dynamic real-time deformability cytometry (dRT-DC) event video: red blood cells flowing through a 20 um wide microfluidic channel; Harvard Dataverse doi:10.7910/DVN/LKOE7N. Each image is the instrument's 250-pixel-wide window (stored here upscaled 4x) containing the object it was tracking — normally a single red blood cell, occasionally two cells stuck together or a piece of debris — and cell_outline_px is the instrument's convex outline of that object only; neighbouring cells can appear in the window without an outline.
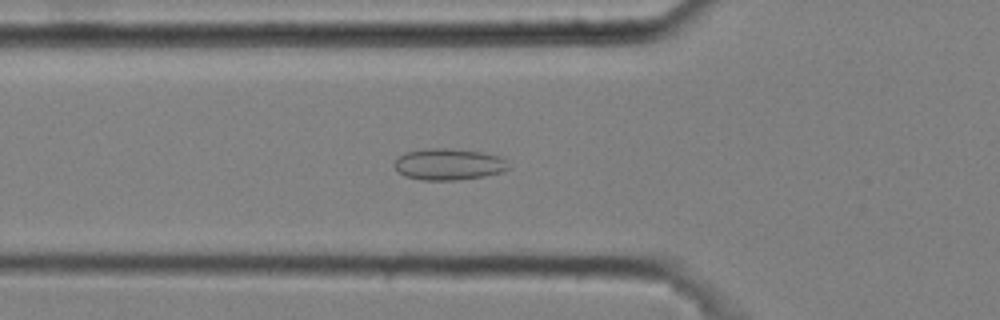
{"species": "common noctule bat (a hibernating species)", "species_latin": "Nyctalus noctula", "temperature_condition": "cold", "stored_images_in_passage": 52, "camera_frame_rate_fps": 3000, "um_per_image_px": 0.085, "animal": {"sex": "male", "body_mass_g": 20.4}, "frame": {"image": 1, "passage_image": 18, "time_ms": 5.667, "image_size_px": [1000, 320], "cell_outline_px": [[512, 168], [500, 172], [484, 176], [456, 180], [420, 180], [404, 176], [392, 164], [404, 152], [428, 148], [448, 148], [480, 152], [496, 156], [508, 160]], "centroid_in_image_um": [38.14, 13.96], "position_along_channel_um": 87.7, "area_um2": 20.98}}
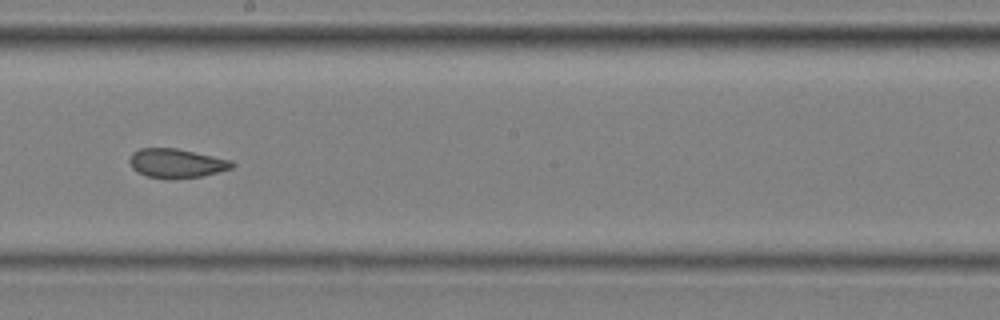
{"frame": {"image": 2, "passage_image": 30, "time_ms": 9.667, "image_size_px": [1000, 320], "cell_outline_px": [[236, 164], [232, 168], [204, 176], [168, 180], [148, 176], [136, 172], [132, 168], [128, 160], [132, 152], [140, 148], [176, 148], [232, 160]], "centroid_in_image_um": [14.99, 13.89], "position_along_channel_um": 233.2, "area_um2": 17.69}}
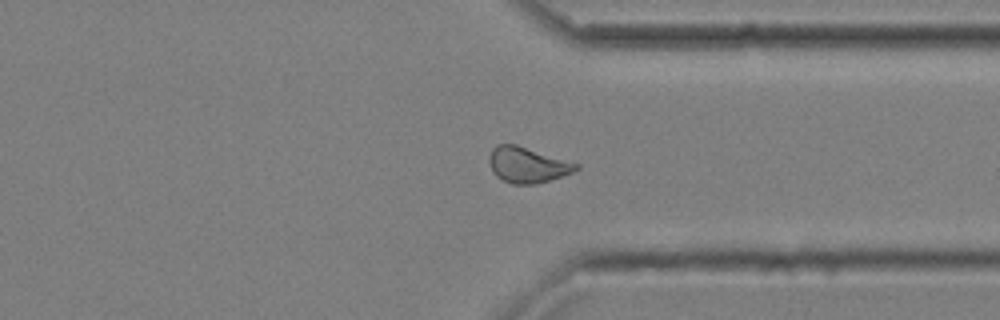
{"frame": {"image": 3, "passage_image": 41, "time_ms": 13.333, "image_size_px": [1000, 320], "cell_outline_px": [[580, 168], [572, 172], [536, 184], [512, 184], [496, 176], [492, 172], [488, 160], [488, 156], [492, 148], [496, 144], [516, 144], [580, 164]], "centroid_in_image_um": [44.79, 14.0], "position_along_channel_um": 366.6, "area_um2": 18.03}, "authors_computed_cell_mechanics": {"area_um2": 18.4382, "velocity_mm_per_s": 3.6349, "shape_relaxation_time_tau1_ms": null, "shape_relaxation_time_tau2_ms": 1.7376, "deformation_change_tau1": null, "deformation_change_tau2": 0.0761}}